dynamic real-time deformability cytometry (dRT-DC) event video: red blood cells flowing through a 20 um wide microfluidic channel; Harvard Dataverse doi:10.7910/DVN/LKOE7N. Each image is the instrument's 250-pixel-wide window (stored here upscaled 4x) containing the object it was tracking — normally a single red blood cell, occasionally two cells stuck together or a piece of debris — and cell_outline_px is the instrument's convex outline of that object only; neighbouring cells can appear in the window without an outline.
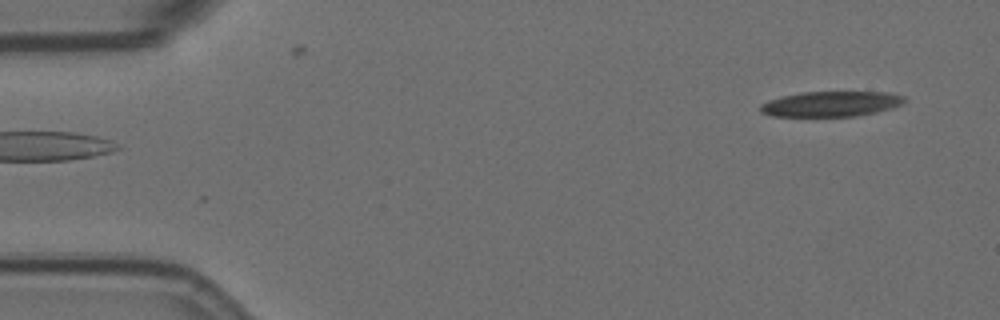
{"species": "Egyptian fruit bat (a non-hibernating species)", "species_latin": "Rousettus aegyptiacus", "temperature_condition": "room temperature", "stored_images_in_passage": 2, "camera_frame_rate_fps": 3000, "um_per_image_px": 0.085, "animal": {"sex": "female"}, "frame": {"image": 1, "passage_image": 2, "time_ms": 0.333, "image_size_px": [1000, 320], "cell_outline_px": [[908, 100], [892, 108], [876, 112], [856, 116], [772, 116], [760, 112], [760, 104], [768, 100], [780, 96], [800, 92], [892, 92], [904, 96]], "centroid_in_image_um": [70.63, 8.82], "position_along_channel_um": 14.4, "area_um2": 21.39}}